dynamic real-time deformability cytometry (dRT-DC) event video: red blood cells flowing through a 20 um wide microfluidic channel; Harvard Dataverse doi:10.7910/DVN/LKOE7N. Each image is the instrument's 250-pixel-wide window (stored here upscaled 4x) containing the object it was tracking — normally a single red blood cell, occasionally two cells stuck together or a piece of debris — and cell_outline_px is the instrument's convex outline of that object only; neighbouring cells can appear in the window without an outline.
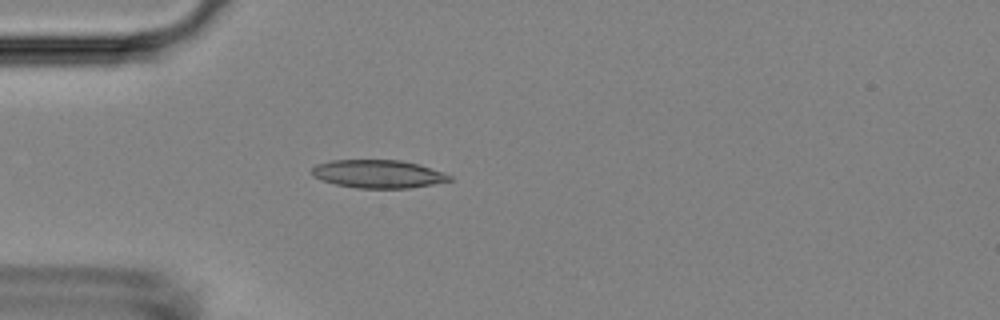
{"species": "Egyptian fruit bat (a non-hibernating species)", "species_latin": "Rousettus aegyptiacus", "temperature_condition": "room temperature", "stored_images_in_passage": 40, "camera_frame_rate_fps": 3000, "um_per_image_px": 0.085, "animal": {"sex": "female"}, "frame": {"image": 1, "passage_image": 1, "time_ms": 0.0, "image_size_px": [1000, 320], "cell_outline_px": [[452, 180], [432, 184], [408, 188], [356, 188], [336, 184], [312, 176], [308, 172], [316, 164], [332, 160], [400, 160], [420, 164], [452, 176]], "centroid_in_image_um": [32.11, 14.78], "position_along_channel_um": 52.9, "area_um2": 22.54}}
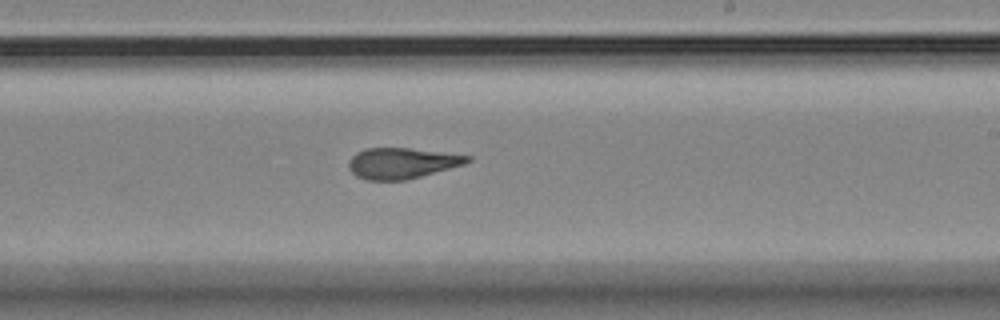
{"frame": {"image": 2, "passage_image": 18, "time_ms": 5.667, "image_size_px": [1000, 320], "cell_outline_px": [[472, 160], [464, 164], [408, 180], [368, 180], [356, 176], [348, 168], [348, 160], [356, 152], [364, 148], [408, 148], [472, 156]], "centroid_in_image_um": [34.13, 13.87], "position_along_channel_um": 254.9, "area_um2": 21.33}}
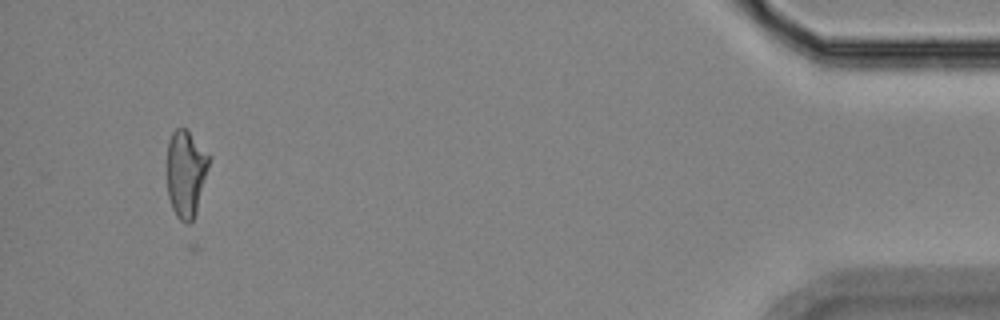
{"frame": {"image": 3, "passage_image": 37, "time_ms": 12.0, "image_size_px": [1000, 320], "cell_outline_px": [[212, 156], [196, 212], [192, 220], [188, 224], [184, 224], [176, 216], [172, 208], [168, 196], [168, 140], [172, 132], [176, 128], [184, 128]], "centroid_in_image_um": [15.82, 14.75], "position_along_channel_um": 419.4, "area_um2": 21.27}, "authors_computed_cell_mechanics": {"area_um2": 21.9351, "velocity_mm_per_s": 3.7094, "shape_relaxation_time_tau1_ms": null, "shape_relaxation_time_tau2_ms": 2.9335, "deformation_change_tau1": null, "deformation_change_tau2": 0.1111}}